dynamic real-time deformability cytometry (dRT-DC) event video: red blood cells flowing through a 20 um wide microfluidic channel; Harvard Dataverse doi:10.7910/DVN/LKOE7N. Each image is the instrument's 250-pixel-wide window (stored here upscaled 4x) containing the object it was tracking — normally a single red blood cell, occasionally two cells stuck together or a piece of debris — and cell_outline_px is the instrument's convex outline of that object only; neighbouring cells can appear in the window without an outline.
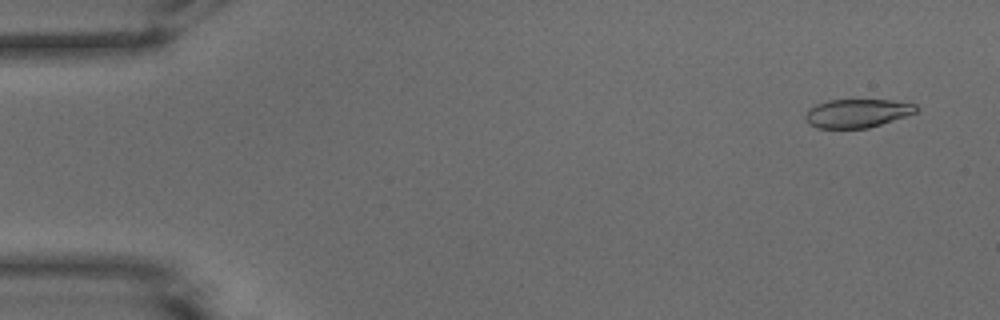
{"species": "common noctule bat (a hibernating species)", "species_latin": "Nyctalus noctula", "temperature_condition": "warm", "stored_images_in_passage": 9, "camera_frame_rate_fps": 3000, "um_per_image_px": 0.085, "animal": {"sex": "male", "body_mass_g": 15.6}, "frame": {"image": 1, "passage_image": 3, "time_ms": 0.667, "image_size_px": [1000, 320], "cell_outline_px": [[916, 112], [868, 128], [816, 128], [808, 124], [804, 120], [804, 116], [808, 108], [816, 104], [828, 100], [892, 100], [916, 104]], "centroid_in_image_um": [72.78, 9.62], "position_along_channel_um": 12.2, "area_um2": 18.38}}